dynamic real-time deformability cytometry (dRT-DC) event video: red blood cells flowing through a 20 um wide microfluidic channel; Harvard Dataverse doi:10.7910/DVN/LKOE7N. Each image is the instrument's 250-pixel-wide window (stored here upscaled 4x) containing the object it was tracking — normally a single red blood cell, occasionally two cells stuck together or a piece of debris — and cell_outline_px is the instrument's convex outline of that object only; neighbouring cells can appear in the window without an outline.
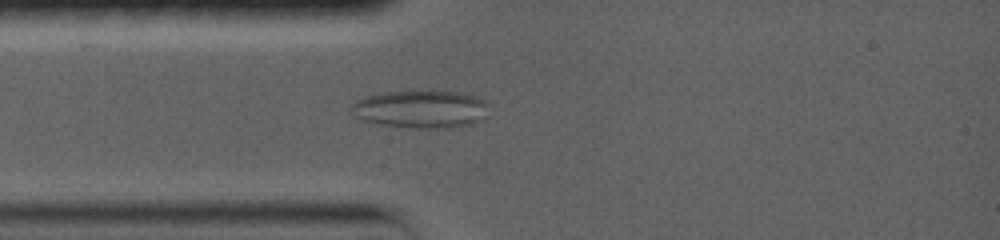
{"species": "common noctule bat (a hibernating species)", "species_latin": "Nyctalus noctula", "temperature_condition": "warm", "stored_images_in_passage": 31, "camera_frame_rate_fps": 5000, "um_per_image_px": 0.085, "animal": {"sex": "female", "body_mass_g": 19.0, "forearm_length_mm": 56.7}, "frame": {"image": 1, "passage_image": 8, "time_ms": 3.0, "image_size_px": [1000, 240], "cell_outline_px": [[480, 104], [472, 120], [460, 124], [372, 124], [364, 120], [360, 116], [356, 104], [360, 100], [372, 96], [396, 92], [444, 92], [468, 96], [476, 100]], "centroid_in_image_um": [35.52, 9.22], "position_along_channel_um": 49.5, "area_um2": 24.97}}
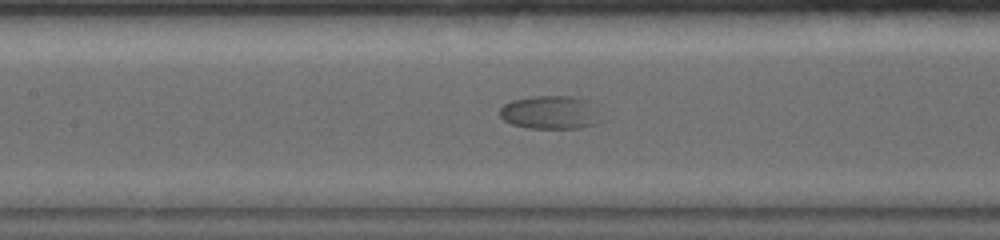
{"frame": {"image": 2, "passage_image": 15, "time_ms": 6.2, "image_size_px": [1000, 240], "cell_outline_px": [[588, 124], [580, 128], [528, 128], [512, 124], [504, 120], [500, 116], [500, 108], [516, 100], [560, 100]], "centroid_in_image_um": [46.0, 9.75], "position_along_channel_um": 161.4, "area_um2": 13.93}}
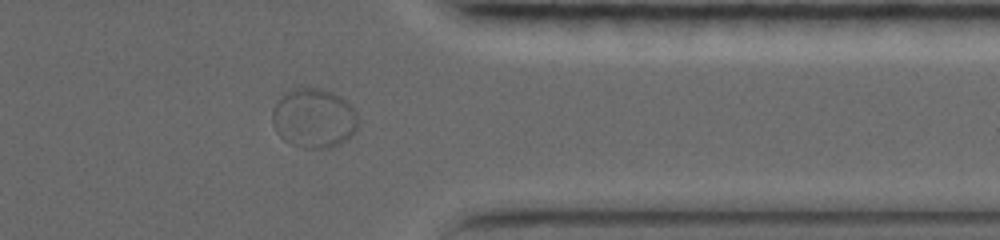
{"frame": {"image": 3, "passage_image": 27, "time_ms": 12.8, "image_size_px": [1000, 240], "cell_outline_px": [[360, 120], [356, 132], [340, 144], [328, 148], [304, 148], [292, 144], [284, 140], [276, 132], [272, 124], [272, 108], [292, 88], [324, 88], [340, 96], [356, 112]], "centroid_in_image_um": [26.7, 10.06], "position_along_channel_um": 384.7, "area_um2": 29.82}}